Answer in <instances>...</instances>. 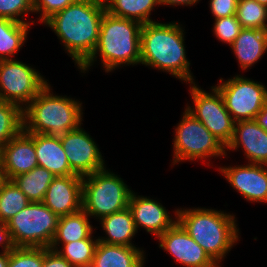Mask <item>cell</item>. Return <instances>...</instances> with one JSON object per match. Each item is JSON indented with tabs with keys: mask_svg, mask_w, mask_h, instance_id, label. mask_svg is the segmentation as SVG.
Here are the masks:
<instances>
[{
	"mask_svg": "<svg viewBox=\"0 0 267 267\" xmlns=\"http://www.w3.org/2000/svg\"><path fill=\"white\" fill-rule=\"evenodd\" d=\"M105 12L104 0H75L45 22L64 43L79 68L97 46Z\"/></svg>",
	"mask_w": 267,
	"mask_h": 267,
	"instance_id": "1",
	"label": "cell"
},
{
	"mask_svg": "<svg viewBox=\"0 0 267 267\" xmlns=\"http://www.w3.org/2000/svg\"><path fill=\"white\" fill-rule=\"evenodd\" d=\"M177 23L149 22L141 27V64L170 72L191 84V76L184 46V34Z\"/></svg>",
	"mask_w": 267,
	"mask_h": 267,
	"instance_id": "2",
	"label": "cell"
},
{
	"mask_svg": "<svg viewBox=\"0 0 267 267\" xmlns=\"http://www.w3.org/2000/svg\"><path fill=\"white\" fill-rule=\"evenodd\" d=\"M141 27L138 21L113 16L107 11L101 20L99 39L91 57L80 67L86 71L100 52L106 72L121 64H139Z\"/></svg>",
	"mask_w": 267,
	"mask_h": 267,
	"instance_id": "3",
	"label": "cell"
},
{
	"mask_svg": "<svg viewBox=\"0 0 267 267\" xmlns=\"http://www.w3.org/2000/svg\"><path fill=\"white\" fill-rule=\"evenodd\" d=\"M177 222L218 265L238 240L235 217L214 209L176 211Z\"/></svg>",
	"mask_w": 267,
	"mask_h": 267,
	"instance_id": "4",
	"label": "cell"
},
{
	"mask_svg": "<svg viewBox=\"0 0 267 267\" xmlns=\"http://www.w3.org/2000/svg\"><path fill=\"white\" fill-rule=\"evenodd\" d=\"M81 104L65 96H54L47 84L26 108L23 106V130L61 137L81 126Z\"/></svg>",
	"mask_w": 267,
	"mask_h": 267,
	"instance_id": "5",
	"label": "cell"
},
{
	"mask_svg": "<svg viewBox=\"0 0 267 267\" xmlns=\"http://www.w3.org/2000/svg\"><path fill=\"white\" fill-rule=\"evenodd\" d=\"M105 169L83 176L82 185V209L100 219L126 209L132 194L121 178Z\"/></svg>",
	"mask_w": 267,
	"mask_h": 267,
	"instance_id": "6",
	"label": "cell"
},
{
	"mask_svg": "<svg viewBox=\"0 0 267 267\" xmlns=\"http://www.w3.org/2000/svg\"><path fill=\"white\" fill-rule=\"evenodd\" d=\"M58 219L43 202H31L6 224L16 247L50 248Z\"/></svg>",
	"mask_w": 267,
	"mask_h": 267,
	"instance_id": "7",
	"label": "cell"
},
{
	"mask_svg": "<svg viewBox=\"0 0 267 267\" xmlns=\"http://www.w3.org/2000/svg\"><path fill=\"white\" fill-rule=\"evenodd\" d=\"M174 139V164L183 160L226 156V147L186 109ZM225 149V150H224Z\"/></svg>",
	"mask_w": 267,
	"mask_h": 267,
	"instance_id": "8",
	"label": "cell"
},
{
	"mask_svg": "<svg viewBox=\"0 0 267 267\" xmlns=\"http://www.w3.org/2000/svg\"><path fill=\"white\" fill-rule=\"evenodd\" d=\"M190 87L193 104L186 110L198 119L225 147L231 142L234 134L235 121L225 107L219 90L214 86L212 93L199 89L195 83Z\"/></svg>",
	"mask_w": 267,
	"mask_h": 267,
	"instance_id": "9",
	"label": "cell"
},
{
	"mask_svg": "<svg viewBox=\"0 0 267 267\" xmlns=\"http://www.w3.org/2000/svg\"><path fill=\"white\" fill-rule=\"evenodd\" d=\"M47 84L40 73L20 61H0L1 101L14 103L23 109L20 103L27 106Z\"/></svg>",
	"mask_w": 267,
	"mask_h": 267,
	"instance_id": "10",
	"label": "cell"
},
{
	"mask_svg": "<svg viewBox=\"0 0 267 267\" xmlns=\"http://www.w3.org/2000/svg\"><path fill=\"white\" fill-rule=\"evenodd\" d=\"M223 97L225 107L232 119L254 120L267 103V89L250 79L236 76L215 86Z\"/></svg>",
	"mask_w": 267,
	"mask_h": 267,
	"instance_id": "11",
	"label": "cell"
},
{
	"mask_svg": "<svg viewBox=\"0 0 267 267\" xmlns=\"http://www.w3.org/2000/svg\"><path fill=\"white\" fill-rule=\"evenodd\" d=\"M79 126L60 137L70 168L86 176L105 168L102 154L92 138Z\"/></svg>",
	"mask_w": 267,
	"mask_h": 267,
	"instance_id": "12",
	"label": "cell"
},
{
	"mask_svg": "<svg viewBox=\"0 0 267 267\" xmlns=\"http://www.w3.org/2000/svg\"><path fill=\"white\" fill-rule=\"evenodd\" d=\"M160 247L170 252L176 262L187 267H221L217 265L204 249L176 222L158 237Z\"/></svg>",
	"mask_w": 267,
	"mask_h": 267,
	"instance_id": "13",
	"label": "cell"
},
{
	"mask_svg": "<svg viewBox=\"0 0 267 267\" xmlns=\"http://www.w3.org/2000/svg\"><path fill=\"white\" fill-rule=\"evenodd\" d=\"M0 163L6 180H12L38 166L34 133H27L22 129L14 136L0 150Z\"/></svg>",
	"mask_w": 267,
	"mask_h": 267,
	"instance_id": "14",
	"label": "cell"
},
{
	"mask_svg": "<svg viewBox=\"0 0 267 267\" xmlns=\"http://www.w3.org/2000/svg\"><path fill=\"white\" fill-rule=\"evenodd\" d=\"M82 185L80 175L55 176L43 203L58 217L78 212L82 209Z\"/></svg>",
	"mask_w": 267,
	"mask_h": 267,
	"instance_id": "15",
	"label": "cell"
},
{
	"mask_svg": "<svg viewBox=\"0 0 267 267\" xmlns=\"http://www.w3.org/2000/svg\"><path fill=\"white\" fill-rule=\"evenodd\" d=\"M219 169L247 201L267 202V169L262 164L249 163Z\"/></svg>",
	"mask_w": 267,
	"mask_h": 267,
	"instance_id": "16",
	"label": "cell"
},
{
	"mask_svg": "<svg viewBox=\"0 0 267 267\" xmlns=\"http://www.w3.org/2000/svg\"><path fill=\"white\" fill-rule=\"evenodd\" d=\"M240 145L251 163L267 167V132L255 120L235 122L233 138L226 148L236 150Z\"/></svg>",
	"mask_w": 267,
	"mask_h": 267,
	"instance_id": "17",
	"label": "cell"
},
{
	"mask_svg": "<svg viewBox=\"0 0 267 267\" xmlns=\"http://www.w3.org/2000/svg\"><path fill=\"white\" fill-rule=\"evenodd\" d=\"M128 208L132 213L136 230L141 226L157 237L177 222V220L173 221L170 218L168 212L160 203L147 197H136L133 192L129 199Z\"/></svg>",
	"mask_w": 267,
	"mask_h": 267,
	"instance_id": "18",
	"label": "cell"
},
{
	"mask_svg": "<svg viewBox=\"0 0 267 267\" xmlns=\"http://www.w3.org/2000/svg\"><path fill=\"white\" fill-rule=\"evenodd\" d=\"M34 146L38 166L44 167L54 176L77 175L70 168L60 137L34 133Z\"/></svg>",
	"mask_w": 267,
	"mask_h": 267,
	"instance_id": "19",
	"label": "cell"
},
{
	"mask_svg": "<svg viewBox=\"0 0 267 267\" xmlns=\"http://www.w3.org/2000/svg\"><path fill=\"white\" fill-rule=\"evenodd\" d=\"M143 253L135 246L98 242L92 262L95 267H143Z\"/></svg>",
	"mask_w": 267,
	"mask_h": 267,
	"instance_id": "20",
	"label": "cell"
},
{
	"mask_svg": "<svg viewBox=\"0 0 267 267\" xmlns=\"http://www.w3.org/2000/svg\"><path fill=\"white\" fill-rule=\"evenodd\" d=\"M230 46L242 69H248L267 50V32L255 28H242Z\"/></svg>",
	"mask_w": 267,
	"mask_h": 267,
	"instance_id": "21",
	"label": "cell"
},
{
	"mask_svg": "<svg viewBox=\"0 0 267 267\" xmlns=\"http://www.w3.org/2000/svg\"><path fill=\"white\" fill-rule=\"evenodd\" d=\"M102 229L105 230L108 237L99 238V242L112 245L133 246L130 240L137 232L132 213L126 209L105 216L100 219Z\"/></svg>",
	"mask_w": 267,
	"mask_h": 267,
	"instance_id": "22",
	"label": "cell"
},
{
	"mask_svg": "<svg viewBox=\"0 0 267 267\" xmlns=\"http://www.w3.org/2000/svg\"><path fill=\"white\" fill-rule=\"evenodd\" d=\"M93 228L89 223L88 214L79 210L73 214L61 216L58 219L57 229L50 248L58 250L60 241L63 244L77 240L87 239L92 234ZM57 245V246H56Z\"/></svg>",
	"mask_w": 267,
	"mask_h": 267,
	"instance_id": "23",
	"label": "cell"
},
{
	"mask_svg": "<svg viewBox=\"0 0 267 267\" xmlns=\"http://www.w3.org/2000/svg\"><path fill=\"white\" fill-rule=\"evenodd\" d=\"M54 177L44 167L36 166L31 171L14 177L12 181L30 202H43Z\"/></svg>",
	"mask_w": 267,
	"mask_h": 267,
	"instance_id": "24",
	"label": "cell"
},
{
	"mask_svg": "<svg viewBox=\"0 0 267 267\" xmlns=\"http://www.w3.org/2000/svg\"><path fill=\"white\" fill-rule=\"evenodd\" d=\"M104 3L111 15L146 24L153 22L149 15L159 0H104Z\"/></svg>",
	"mask_w": 267,
	"mask_h": 267,
	"instance_id": "25",
	"label": "cell"
},
{
	"mask_svg": "<svg viewBox=\"0 0 267 267\" xmlns=\"http://www.w3.org/2000/svg\"><path fill=\"white\" fill-rule=\"evenodd\" d=\"M29 23L0 18V61L11 60L26 40Z\"/></svg>",
	"mask_w": 267,
	"mask_h": 267,
	"instance_id": "26",
	"label": "cell"
},
{
	"mask_svg": "<svg viewBox=\"0 0 267 267\" xmlns=\"http://www.w3.org/2000/svg\"><path fill=\"white\" fill-rule=\"evenodd\" d=\"M31 202L12 180H4L0 185V221L7 223L13 216Z\"/></svg>",
	"mask_w": 267,
	"mask_h": 267,
	"instance_id": "27",
	"label": "cell"
},
{
	"mask_svg": "<svg viewBox=\"0 0 267 267\" xmlns=\"http://www.w3.org/2000/svg\"><path fill=\"white\" fill-rule=\"evenodd\" d=\"M22 129V108L0 100V150Z\"/></svg>",
	"mask_w": 267,
	"mask_h": 267,
	"instance_id": "28",
	"label": "cell"
},
{
	"mask_svg": "<svg viewBox=\"0 0 267 267\" xmlns=\"http://www.w3.org/2000/svg\"><path fill=\"white\" fill-rule=\"evenodd\" d=\"M236 17L242 28L267 30V6L255 0H238Z\"/></svg>",
	"mask_w": 267,
	"mask_h": 267,
	"instance_id": "29",
	"label": "cell"
},
{
	"mask_svg": "<svg viewBox=\"0 0 267 267\" xmlns=\"http://www.w3.org/2000/svg\"><path fill=\"white\" fill-rule=\"evenodd\" d=\"M92 234L87 239L63 244V251L56 250L73 267L88 264L93 261L98 239L93 241Z\"/></svg>",
	"mask_w": 267,
	"mask_h": 267,
	"instance_id": "30",
	"label": "cell"
},
{
	"mask_svg": "<svg viewBox=\"0 0 267 267\" xmlns=\"http://www.w3.org/2000/svg\"><path fill=\"white\" fill-rule=\"evenodd\" d=\"M8 267H43V247H15L9 251Z\"/></svg>",
	"mask_w": 267,
	"mask_h": 267,
	"instance_id": "31",
	"label": "cell"
},
{
	"mask_svg": "<svg viewBox=\"0 0 267 267\" xmlns=\"http://www.w3.org/2000/svg\"><path fill=\"white\" fill-rule=\"evenodd\" d=\"M34 12L33 0H0V18H6L15 22L28 23L19 16Z\"/></svg>",
	"mask_w": 267,
	"mask_h": 267,
	"instance_id": "32",
	"label": "cell"
},
{
	"mask_svg": "<svg viewBox=\"0 0 267 267\" xmlns=\"http://www.w3.org/2000/svg\"><path fill=\"white\" fill-rule=\"evenodd\" d=\"M242 27L236 15L215 19L214 34L225 43L231 45L239 35Z\"/></svg>",
	"mask_w": 267,
	"mask_h": 267,
	"instance_id": "33",
	"label": "cell"
},
{
	"mask_svg": "<svg viewBox=\"0 0 267 267\" xmlns=\"http://www.w3.org/2000/svg\"><path fill=\"white\" fill-rule=\"evenodd\" d=\"M75 0H33L34 12H42L40 22L45 23L55 13L62 11Z\"/></svg>",
	"mask_w": 267,
	"mask_h": 267,
	"instance_id": "34",
	"label": "cell"
},
{
	"mask_svg": "<svg viewBox=\"0 0 267 267\" xmlns=\"http://www.w3.org/2000/svg\"><path fill=\"white\" fill-rule=\"evenodd\" d=\"M238 0H210V9L215 19L236 15Z\"/></svg>",
	"mask_w": 267,
	"mask_h": 267,
	"instance_id": "35",
	"label": "cell"
},
{
	"mask_svg": "<svg viewBox=\"0 0 267 267\" xmlns=\"http://www.w3.org/2000/svg\"><path fill=\"white\" fill-rule=\"evenodd\" d=\"M43 267H73V266L55 250L43 247Z\"/></svg>",
	"mask_w": 267,
	"mask_h": 267,
	"instance_id": "36",
	"label": "cell"
},
{
	"mask_svg": "<svg viewBox=\"0 0 267 267\" xmlns=\"http://www.w3.org/2000/svg\"><path fill=\"white\" fill-rule=\"evenodd\" d=\"M0 245L3 247V251H11L16 246L13 243L11 233L7 228V224L5 222L0 221Z\"/></svg>",
	"mask_w": 267,
	"mask_h": 267,
	"instance_id": "37",
	"label": "cell"
},
{
	"mask_svg": "<svg viewBox=\"0 0 267 267\" xmlns=\"http://www.w3.org/2000/svg\"><path fill=\"white\" fill-rule=\"evenodd\" d=\"M267 132V103L254 119Z\"/></svg>",
	"mask_w": 267,
	"mask_h": 267,
	"instance_id": "38",
	"label": "cell"
},
{
	"mask_svg": "<svg viewBox=\"0 0 267 267\" xmlns=\"http://www.w3.org/2000/svg\"><path fill=\"white\" fill-rule=\"evenodd\" d=\"M199 0H159V5H193Z\"/></svg>",
	"mask_w": 267,
	"mask_h": 267,
	"instance_id": "39",
	"label": "cell"
},
{
	"mask_svg": "<svg viewBox=\"0 0 267 267\" xmlns=\"http://www.w3.org/2000/svg\"><path fill=\"white\" fill-rule=\"evenodd\" d=\"M9 251H3L0 254V267H8Z\"/></svg>",
	"mask_w": 267,
	"mask_h": 267,
	"instance_id": "40",
	"label": "cell"
},
{
	"mask_svg": "<svg viewBox=\"0 0 267 267\" xmlns=\"http://www.w3.org/2000/svg\"><path fill=\"white\" fill-rule=\"evenodd\" d=\"M5 180L3 172H2V168H1V163H0V185L1 183Z\"/></svg>",
	"mask_w": 267,
	"mask_h": 267,
	"instance_id": "41",
	"label": "cell"
},
{
	"mask_svg": "<svg viewBox=\"0 0 267 267\" xmlns=\"http://www.w3.org/2000/svg\"><path fill=\"white\" fill-rule=\"evenodd\" d=\"M77 267H95V265L93 264V262H91V263L80 265V266H77Z\"/></svg>",
	"mask_w": 267,
	"mask_h": 267,
	"instance_id": "42",
	"label": "cell"
},
{
	"mask_svg": "<svg viewBox=\"0 0 267 267\" xmlns=\"http://www.w3.org/2000/svg\"><path fill=\"white\" fill-rule=\"evenodd\" d=\"M255 1H257L258 3H260L262 5L267 6V0H255Z\"/></svg>",
	"mask_w": 267,
	"mask_h": 267,
	"instance_id": "43",
	"label": "cell"
}]
</instances>
